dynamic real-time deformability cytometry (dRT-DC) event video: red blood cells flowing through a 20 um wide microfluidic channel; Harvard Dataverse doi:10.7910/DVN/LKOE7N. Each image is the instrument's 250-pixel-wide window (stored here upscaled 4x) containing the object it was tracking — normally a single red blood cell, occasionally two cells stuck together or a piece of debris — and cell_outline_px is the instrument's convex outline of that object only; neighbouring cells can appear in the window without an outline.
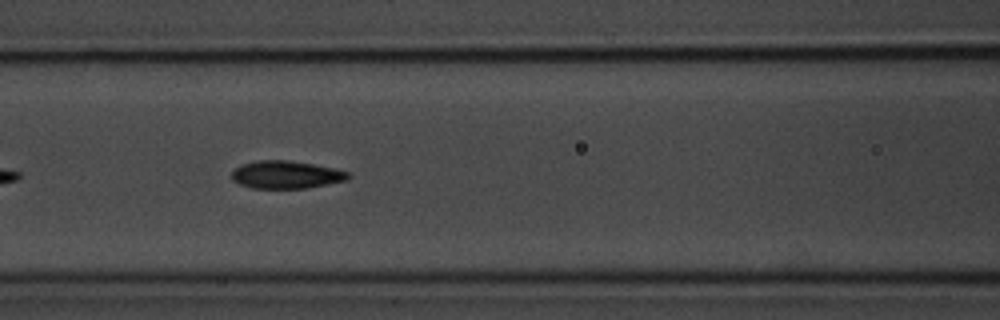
{"species": "common noctule bat (a hibernating species)", "species_latin": "Nyctalus noctula", "temperature_condition": "room temperature", "stored_images_in_passage": 20, "camera_frame_rate_fps": 3000, "um_per_image_px": 0.085, "animal": {"sex": "male", "body_mass_g": 20.1, "forearm_length_mm": 53.5}, "frame": {"image": 1, "passage_image": 9, "time_ms": 2.667, "image_size_px": [1000, 320], "cell_outline_px": [[352, 176], [348, 180], [308, 188], [252, 188], [240, 184], [232, 180], [232, 172], [240, 164], [256, 160], [288, 160], [336, 168], [348, 172]], "centroid_in_image_um": [24.34, 14.84], "position_along_channel_um": 142.3, "area_um2": 18.96}}
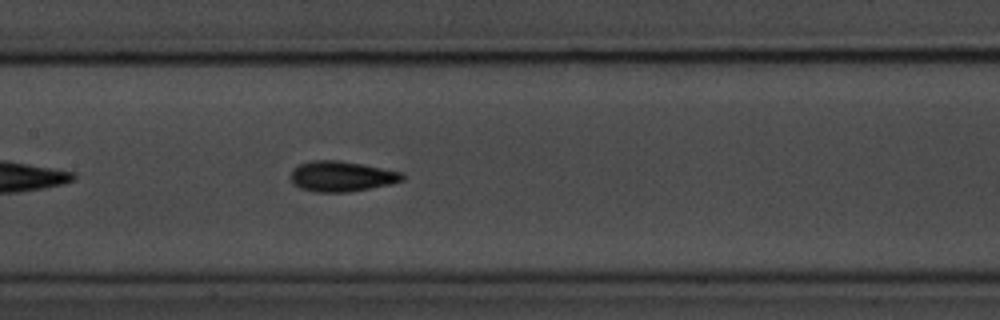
{"frame": {"image": 2, "passage_image": 12, "time_ms": 3.667, "image_size_px": [1000, 320], "cell_outline_px": [[404, 180], [392, 184], [348, 192], [312, 192], [300, 188], [292, 184], [292, 168], [300, 164], [312, 160], [336, 160], [360, 164], [404, 172]], "centroid_in_image_um": [29.04, 15.0], "position_along_channel_um": 178.4, "area_um2": 19.83}}